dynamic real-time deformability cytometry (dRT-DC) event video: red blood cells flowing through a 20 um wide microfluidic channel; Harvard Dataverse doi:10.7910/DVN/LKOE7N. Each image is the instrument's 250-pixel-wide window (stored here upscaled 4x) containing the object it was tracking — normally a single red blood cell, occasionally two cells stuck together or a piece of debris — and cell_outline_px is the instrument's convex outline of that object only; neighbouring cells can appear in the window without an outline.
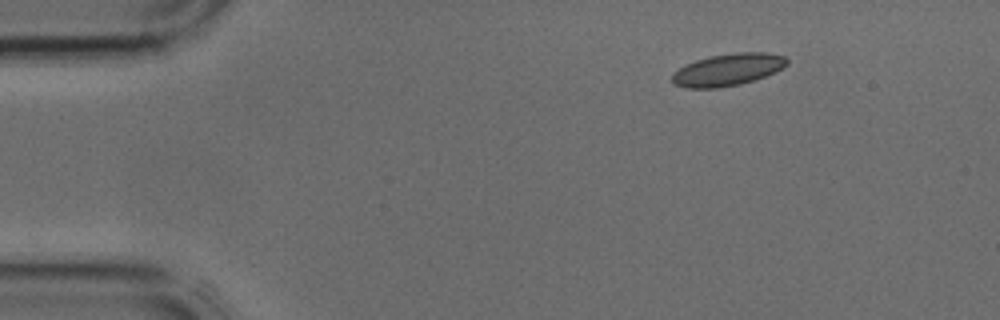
{"species": "common noctule bat (a hibernating species)", "species_latin": "Nyctalus noctula", "temperature_condition": "cold", "stored_images_in_passage": 2, "camera_frame_rate_fps": 3000, "um_per_image_px": 0.085, "animal": {"sex": "male", "body_mass_g": 17.9, "forearm_length_mm": 54.2}, "frame": {"image": 1, "passage_image": 2, "time_ms": 0.333, "image_size_px": [1000, 320], "cell_outline_px": [[788, 64], [784, 68], [776, 72], [740, 84], [720, 88], [684, 88], [672, 84], [672, 72], [696, 60], [712, 56], [732, 52], [768, 52], [784, 56], [788, 60]], "centroid_in_image_um": [61.87, 5.92], "position_along_channel_um": 23.1, "area_um2": 21.62}}